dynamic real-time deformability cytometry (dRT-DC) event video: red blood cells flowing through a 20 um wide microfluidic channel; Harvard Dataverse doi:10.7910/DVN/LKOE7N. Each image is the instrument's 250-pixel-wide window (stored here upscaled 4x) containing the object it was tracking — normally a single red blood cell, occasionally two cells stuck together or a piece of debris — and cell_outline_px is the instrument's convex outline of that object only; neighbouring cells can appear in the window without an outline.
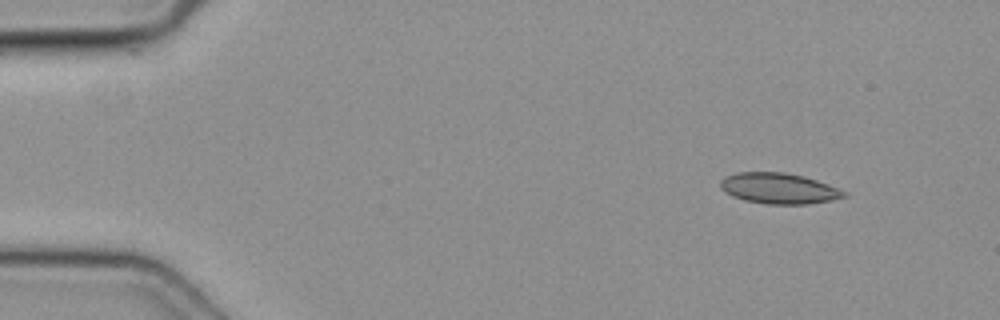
{"species": "common noctule bat (a hibernating species)", "species_latin": "Nyctalus noctula", "temperature_condition": "cold", "stored_images_in_passage": 8, "camera_frame_rate_fps": 3000, "um_per_image_px": 0.085, "animal": {"sex": "female", "body_mass_g": 19.3, "forearm_length_mm": 54.1}, "frame": {"image": 1, "passage_image": 1, "time_ms": 0.0, "image_size_px": [1000, 320], "cell_outline_px": [[848, 196], [832, 200], [808, 204], [764, 204], [744, 200], [732, 196], [720, 188], [720, 180], [736, 172], [784, 172], [804, 176], [816, 180], [848, 192]], "centroid_in_image_um": [66.21, 16.02], "position_along_channel_um": 18.8, "area_um2": 22.2}}